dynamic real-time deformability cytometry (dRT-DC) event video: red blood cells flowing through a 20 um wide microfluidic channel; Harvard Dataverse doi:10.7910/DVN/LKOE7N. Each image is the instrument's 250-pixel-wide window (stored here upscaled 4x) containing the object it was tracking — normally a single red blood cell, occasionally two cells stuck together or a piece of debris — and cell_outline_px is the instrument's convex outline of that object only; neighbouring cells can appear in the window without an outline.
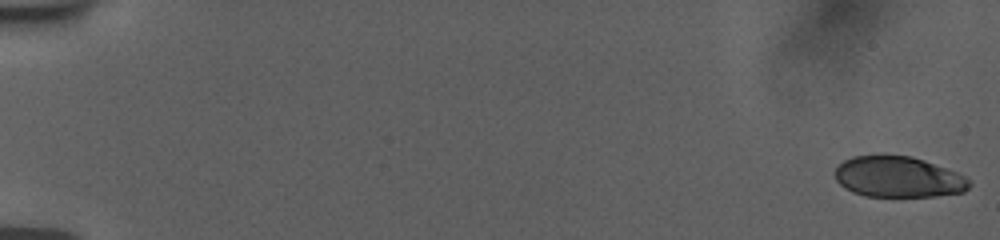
{"species": "human", "species_latin": "Homo sapiens", "temperature_condition": "room temperature", "stored_images_in_passage": 56, "camera_frame_rate_fps": 3000, "um_per_image_px": 0.085, "donor": {"sex": "female"}, "frame": {"image": 1, "passage_image": 1, "time_ms": 0.0, "image_size_px": [1000, 240], "cell_outline_px": [[972, 184], [964, 192], [936, 196], [864, 196], [852, 192], [844, 188], [836, 180], [836, 168], [844, 160], [852, 156], [912, 156], [924, 160], [956, 172], [964, 176]], "centroid_in_image_um": [76.35, 15.05], "position_along_channel_um": 8.6, "area_um2": 31.73}}
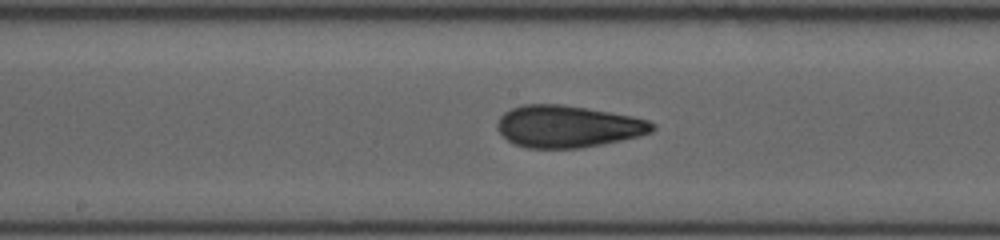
{"frame": {"image": 2, "passage_image": 31, "time_ms": 10.0, "image_size_px": [1000, 240], "cell_outline_px": [[656, 128], [652, 132], [640, 136], [580, 148], [528, 148], [512, 144], [496, 128], [496, 124], [500, 116], [504, 112], [512, 108], [524, 104], [564, 104], [632, 116], [648, 120], [656, 124]], "centroid_in_image_um": [48.26, 10.74], "position_along_channel_um": 199.9, "area_um2": 38.03}}
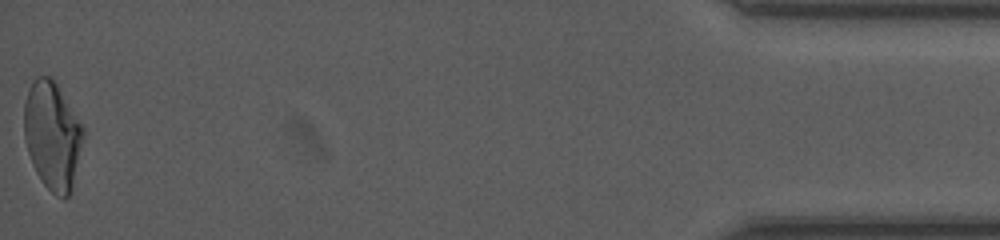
{"frame": {"image": 3, "passage_image": 56, "time_ms": 18.333, "image_size_px": [1000, 240], "cell_outline_px": [[84, 136], [72, 188], [68, 196], [64, 200], [56, 196], [40, 180], [32, 164], [24, 140], [24, 100], [32, 80], [36, 76], [52, 76], [84, 128]], "centroid_in_image_um": [4.43, 11.51], "position_along_channel_um": 430.8, "area_um2": 37.4}, "authors_computed_cell_mechanics": {"area_um2": 36.2406, "velocity_mm_per_s": 3.7862, "shape_relaxation_time_tau1_ms": 5.9288, "shape_relaxation_time_tau2_ms": 1.4526, "deformation_change_tau1": 0.1814, "deformation_change_tau2": 0.0843}}